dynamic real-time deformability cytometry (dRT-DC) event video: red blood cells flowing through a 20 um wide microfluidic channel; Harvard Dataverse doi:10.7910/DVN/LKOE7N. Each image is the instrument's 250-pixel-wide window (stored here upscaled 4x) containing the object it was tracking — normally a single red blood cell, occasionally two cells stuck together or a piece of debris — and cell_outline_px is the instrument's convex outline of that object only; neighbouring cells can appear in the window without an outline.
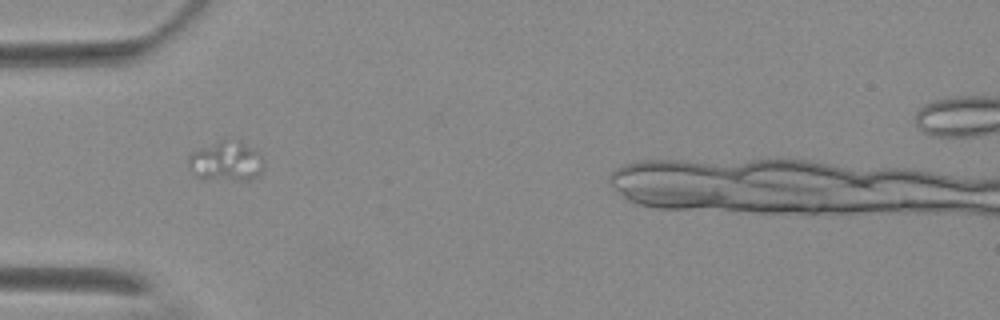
{"species": "Egyptian fruit bat (a non-hibernating species)", "species_latin": "Rousettus aegyptiacus", "temperature_condition": "warm", "stored_images_in_passage": 3, "camera_frame_rate_fps": 3000, "um_per_image_px": 0.085, "animal": {"sex": "female"}, "frame": {"image": 1, "passage_image": 1, "time_ms": 0.0, "image_size_px": [1000, 320], "cell_outline_px": [[264, 172], [248, 180], [244, 180], [196, 176], [188, 160], [188, 156], [192, 152], [220, 140], [224, 140], [240, 144], [252, 148], [260, 156], [264, 168]], "centroid_in_image_um": [19.24, 13.72], "position_along_channel_um": 65.8, "area_um2": 16.42}}
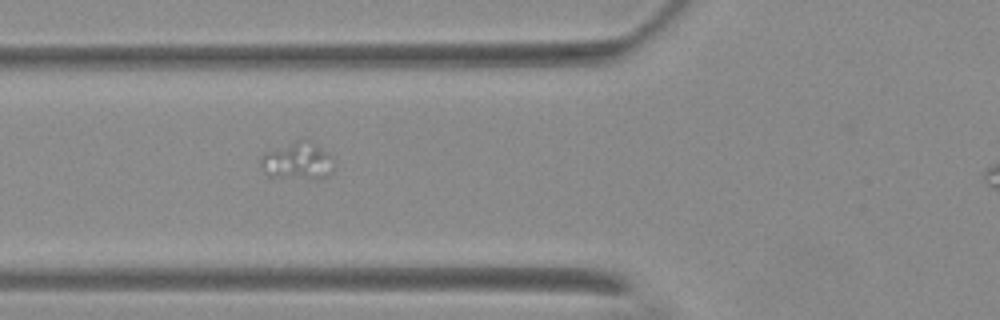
{"frame": {"image": 2, "passage_image": 2, "time_ms": 1.0, "image_size_px": [1000, 320], "cell_outline_px": [[332, 172], [328, 176], [320, 180], [312, 180], [268, 176], [264, 172], [260, 164], [260, 156], [264, 152], [296, 140], [312, 140], [328, 152], [332, 168]], "centroid_in_image_um": [25.27, 13.7], "position_along_channel_um": 100.5, "area_um2": 16.3}}
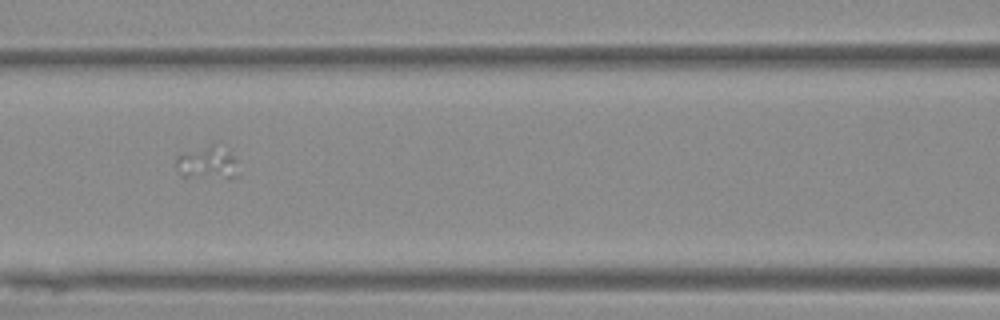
{"frame": {"image": 3, "passage_image": 3, "time_ms": 2.333, "image_size_px": [1000, 320], "cell_outline_px": [[236, 176], [180, 176], [176, 168], [176, 156], [216, 140], [236, 160]], "centroid_in_image_um": [17.57, 13.75], "position_along_channel_um": 149.0, "area_um2": 11.73}}